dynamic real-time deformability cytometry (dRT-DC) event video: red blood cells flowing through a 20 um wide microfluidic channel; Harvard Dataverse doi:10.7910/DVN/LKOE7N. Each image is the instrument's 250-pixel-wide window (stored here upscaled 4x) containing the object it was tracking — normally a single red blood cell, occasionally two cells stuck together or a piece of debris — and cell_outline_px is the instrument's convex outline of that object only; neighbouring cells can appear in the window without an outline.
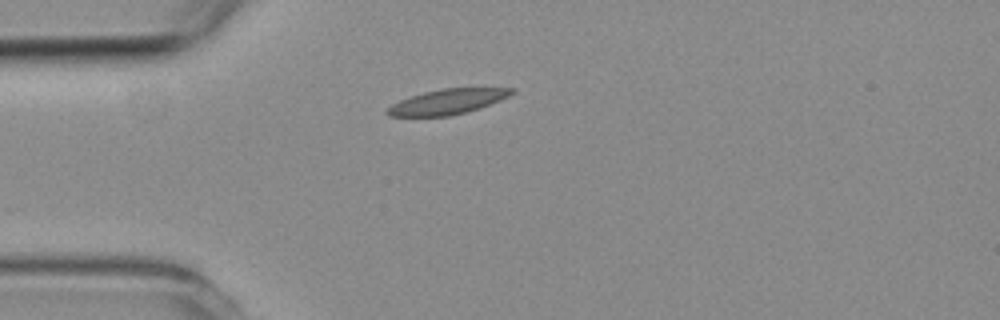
{"species": "common noctule bat (a hibernating species)", "species_latin": "Nyctalus noctula", "temperature_condition": "room temperature", "stored_images_in_passage": 4, "camera_frame_rate_fps": 3000, "um_per_image_px": 0.085, "animal": {"sex": "female", "body_mass_g": 19.3, "forearm_length_mm": 54.1}, "frame": {"image": 1, "passage_image": 4, "time_ms": 4.333, "image_size_px": [1000, 320], "cell_outline_px": [[516, 92], [500, 100], [480, 108], [448, 116], [388, 116], [384, 112], [392, 104], [400, 100], [424, 92], [444, 88], [516, 88]], "centroid_in_image_um": [38.04, 8.64], "position_along_channel_um": 47.0, "area_um2": 18.03}}